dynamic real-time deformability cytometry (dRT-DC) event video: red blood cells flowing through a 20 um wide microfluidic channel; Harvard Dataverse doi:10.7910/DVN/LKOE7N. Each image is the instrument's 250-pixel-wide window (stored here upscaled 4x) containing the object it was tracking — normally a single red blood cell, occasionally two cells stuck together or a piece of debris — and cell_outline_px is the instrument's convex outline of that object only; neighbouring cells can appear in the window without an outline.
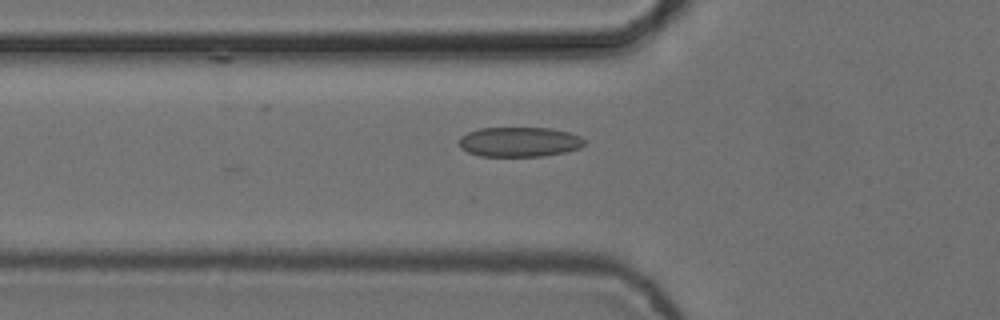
{"species": "common noctule bat (a hibernating species)", "species_latin": "Nyctalus noctula", "temperature_condition": "cold", "stored_images_in_passage": 7, "camera_frame_rate_fps": 3000, "um_per_image_px": 0.085, "animal": {"sex": "female", "body_mass_g": 24.6, "forearm_length_mm": 56.2}, "frame": {"image": 1, "passage_image": 6, "time_ms": 1.667, "image_size_px": [1000, 320], "cell_outline_px": [[584, 144], [580, 148], [564, 152], [544, 156], [480, 156], [468, 152], [460, 148], [460, 136], [468, 132], [480, 128], [552, 128], [568, 132], [580, 136], [584, 140]], "centroid_in_image_um": [44.14, 12.06], "position_along_channel_um": 81.7, "area_um2": 21.73}}
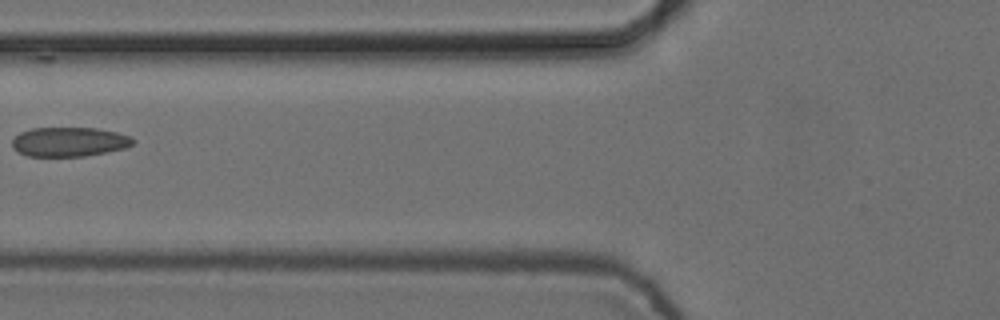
{"frame": {"image": 2, "passage_image": 7, "time_ms": 2.0, "image_size_px": [1000, 320], "cell_outline_px": [[136, 140], [132, 144], [124, 148], [84, 156], [28, 156], [16, 152], [12, 148], [12, 140], [20, 132], [32, 128], [96, 128], [116, 132], [132, 136]], "centroid_in_image_um": [5.86, 12.05], "position_along_channel_um": 119.9, "area_um2": 20.69}}